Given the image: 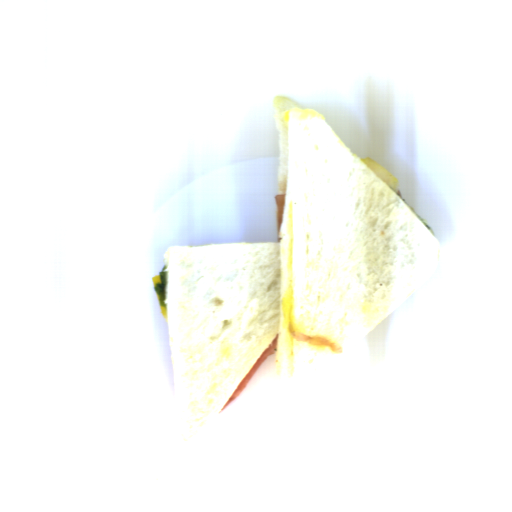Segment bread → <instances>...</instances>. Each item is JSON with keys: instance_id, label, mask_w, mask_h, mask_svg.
<instances>
[{"instance_id": "1", "label": "bread", "mask_w": 512, "mask_h": 512, "mask_svg": "<svg viewBox=\"0 0 512 512\" xmlns=\"http://www.w3.org/2000/svg\"><path fill=\"white\" fill-rule=\"evenodd\" d=\"M274 108L284 195L278 241L164 254L180 445L217 418L276 336L279 378L318 374L445 262L401 195L318 111L280 95Z\"/></svg>"}]
</instances>
